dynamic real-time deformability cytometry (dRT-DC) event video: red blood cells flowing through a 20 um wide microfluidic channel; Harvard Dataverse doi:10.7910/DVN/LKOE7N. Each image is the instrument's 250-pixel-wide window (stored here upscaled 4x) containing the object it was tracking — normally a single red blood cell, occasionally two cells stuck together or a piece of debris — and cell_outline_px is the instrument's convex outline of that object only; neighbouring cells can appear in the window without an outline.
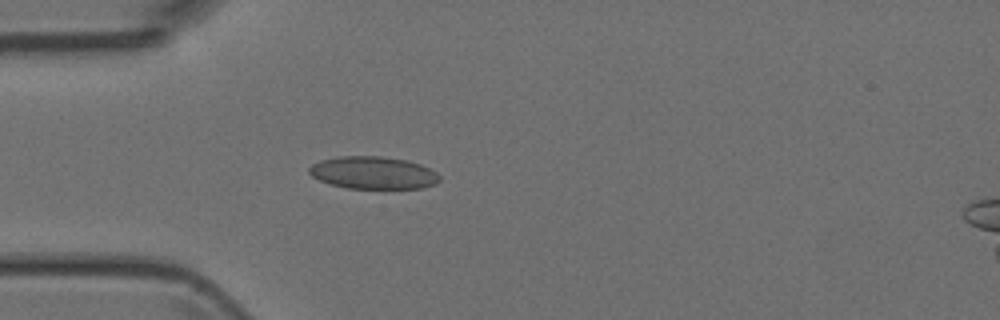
{"species": "Egyptian fruit bat (a non-hibernating species)", "species_latin": "Rousettus aegyptiacus", "temperature_condition": "room temperature", "stored_images_in_passage": 4, "camera_frame_rate_fps": 3000, "um_per_image_px": 0.085, "animal": {"sex": "female"}, "frame": {"image": 1, "passage_image": 4, "time_ms": 3.333, "image_size_px": [1000, 320], "cell_outline_px": [[440, 180], [436, 184], [420, 188], [344, 188], [320, 180], [312, 176], [308, 172], [308, 168], [312, 164], [320, 160], [336, 156], [380, 156], [408, 160], [420, 164], [436, 172], [440, 176]], "centroid_in_image_um": [31.71, 14.68], "position_along_channel_um": 53.3, "area_um2": 24.74}}